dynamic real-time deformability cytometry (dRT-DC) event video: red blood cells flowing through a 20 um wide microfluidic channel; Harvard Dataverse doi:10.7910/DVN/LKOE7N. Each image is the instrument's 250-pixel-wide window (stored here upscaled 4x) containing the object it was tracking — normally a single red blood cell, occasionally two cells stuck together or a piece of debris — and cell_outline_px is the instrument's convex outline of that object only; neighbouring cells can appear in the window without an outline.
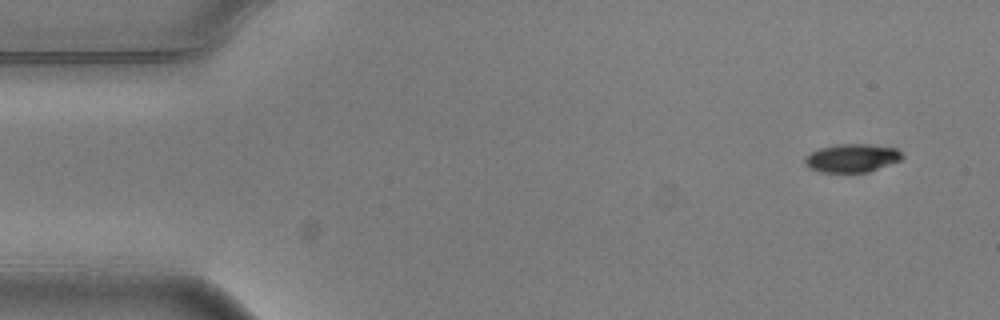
{"species": "common noctule bat (a hibernating species)", "species_latin": "Nyctalus noctula", "temperature_condition": "warm", "stored_images_in_passage": 9, "camera_frame_rate_fps": 3000, "um_per_image_px": 0.085, "animal": {"sex": "male", "body_mass_g": 20.5, "forearm_length_mm": 52.5}, "frame": {"image": 1, "passage_image": 1, "time_ms": 0.0, "image_size_px": [1000, 320], "cell_outline_px": [[904, 156], [900, 160], [868, 172], [820, 172], [804, 164], [804, 160], [812, 152], [820, 148], [840, 144], [868, 144], [896, 148]], "centroid_in_image_um": [72.43, 13.43], "position_along_channel_um": 12.6, "area_um2": 15.78}}
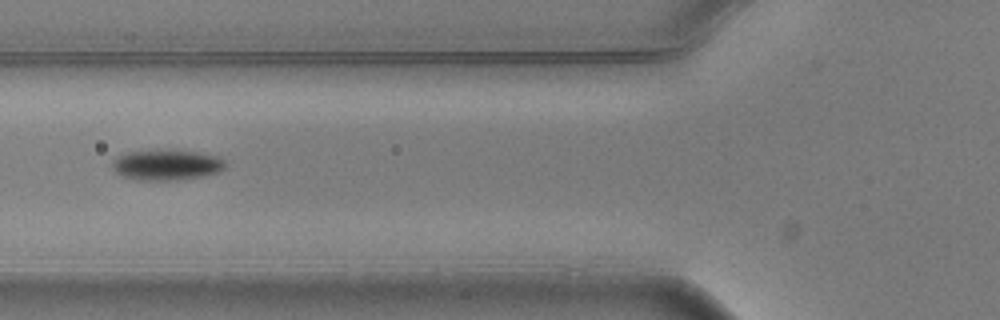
{"frame": {"image": 2, "passage_image": 5, "time_ms": 1.333, "image_size_px": [1000, 320], "cell_outline_px": [[228, 164], [224, 168], [216, 172], [200, 176], [172, 180], [136, 180], [124, 176], [116, 172], [112, 168], [112, 160], [128, 152], [168, 148], [196, 152], [216, 156], [224, 160]], "centroid_in_image_um": [14.14, 13.99], "position_along_channel_um": 111.7, "area_um2": 20.17}}
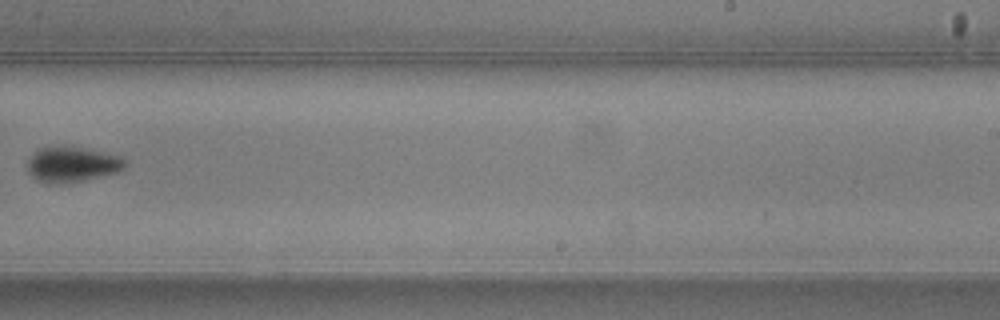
{"frame": {"image": 3, "passage_image": 9, "time_ms": 2.667, "image_size_px": [1000, 320], "cell_outline_px": [[128, 164], [120, 172], [84, 180], [60, 184], [48, 184], [36, 180], [28, 172], [28, 160], [32, 152], [36, 148], [72, 144], [120, 156]], "centroid_in_image_um": [6.11, 13.94], "position_along_channel_um": 282.9, "area_um2": 20.87}}